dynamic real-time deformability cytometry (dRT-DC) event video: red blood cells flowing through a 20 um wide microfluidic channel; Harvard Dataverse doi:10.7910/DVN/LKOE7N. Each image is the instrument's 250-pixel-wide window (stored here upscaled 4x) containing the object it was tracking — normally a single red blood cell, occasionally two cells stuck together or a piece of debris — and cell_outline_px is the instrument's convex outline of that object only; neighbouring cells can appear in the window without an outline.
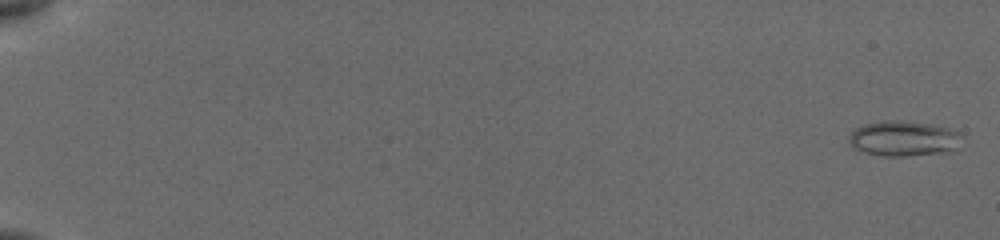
{"species": "common noctule bat (a hibernating species)", "species_latin": "Nyctalus noctula", "temperature_condition": "cold", "stored_images_in_passage": 38, "camera_frame_rate_fps": 3000, "um_per_image_px": 0.085, "animal": {"sex": "female", "body_mass_g": 19.5, "forearm_length_mm": 54.1}, "frame": {"image": 1, "passage_image": 2, "time_ms": 0.333, "image_size_px": [1000, 240], "cell_outline_px": [[964, 136], [956, 152], [908, 156], [884, 156], [864, 152], [852, 148], [848, 144], [848, 136], [856, 128], [864, 124], [884, 120], [892, 120], [932, 124], [948, 128], [960, 132]], "centroid_in_image_um": [76.86, 11.79], "position_along_channel_um": 8.1, "area_um2": 23.81}}
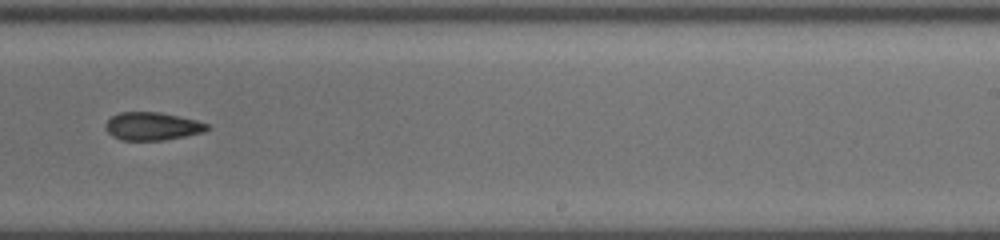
{"frame": {"image": 2, "passage_image": 27, "time_ms": 12.333, "image_size_px": [1000, 240], "cell_outline_px": [[212, 128], [204, 132], [164, 140], [120, 140], [112, 136], [104, 128], [104, 124], [112, 116], [120, 112], [160, 112], [196, 120], [208, 124]], "centroid_in_image_um": [12.94, 10.73], "position_along_channel_um": 276.1, "area_um2": 16.65}}
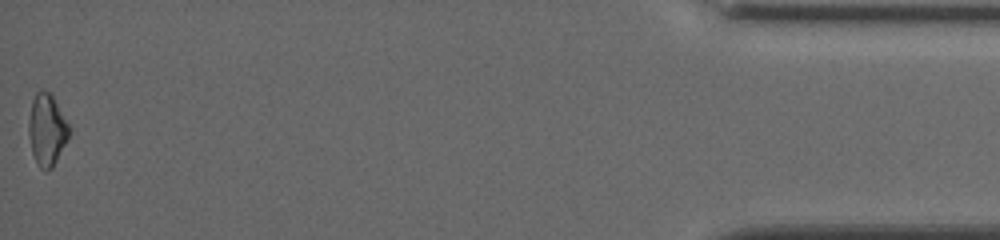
{"frame": {"image": 3, "passage_image": 38, "time_ms": 18.333, "image_size_px": [1000, 240], "cell_outline_px": [[68, 136], [52, 168], [48, 172], [44, 172], [36, 164], [32, 152], [28, 132], [28, 120], [32, 100], [36, 92], [40, 88], [48, 92], [52, 96], [68, 124]], "centroid_in_image_um": [3.93, 11.05], "position_along_channel_um": 431.3, "area_um2": 16.65}, "authors_computed_cell_mechanics": {"area_um2": 17.7446, "velocity_mm_per_s": 3.8999, "shape_relaxation_time_tau1_ms": 3.0335, "shape_relaxation_time_tau2_ms": 5.7461, "deformation_change_tau1": 0.0815, "deformation_change_tau2": 0.1347}}